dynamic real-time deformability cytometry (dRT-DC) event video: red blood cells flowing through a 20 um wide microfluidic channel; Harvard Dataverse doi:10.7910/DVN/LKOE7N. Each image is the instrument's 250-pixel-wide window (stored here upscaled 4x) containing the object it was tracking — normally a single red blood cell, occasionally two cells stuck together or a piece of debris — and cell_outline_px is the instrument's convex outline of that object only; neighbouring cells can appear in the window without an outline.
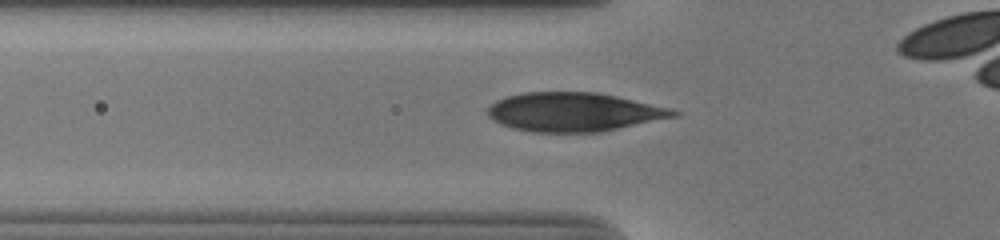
{"species": "human", "species_latin": "Homo sapiens", "temperature_condition": "cold", "stored_images_in_passage": 31, "camera_frame_rate_fps": 3000, "um_per_image_px": 0.085, "donor": {"sex": "male"}, "frame": {"image": 1, "passage_image": 2, "time_ms": 0.333, "image_size_px": [1000, 240], "cell_outline_px": [[680, 112], [676, 116], [600, 132], [532, 132], [512, 128], [500, 124], [488, 116], [488, 108], [496, 100], [508, 96], [524, 92], [596, 92], [616, 96], [672, 108]], "centroid_in_image_um": [48.76, 9.52], "position_along_channel_um": 77.0, "area_um2": 41.91}}
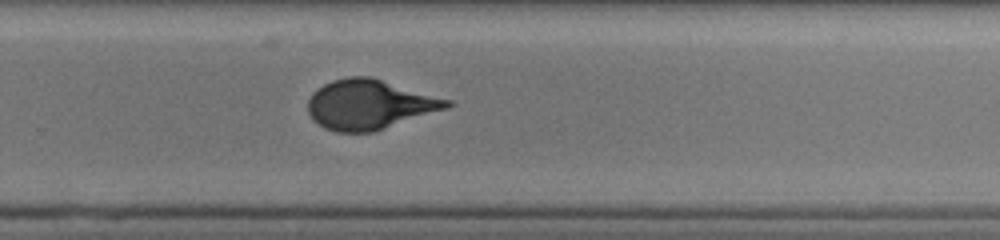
{"frame": {"image": 2, "passage_image": 20, "time_ms": 6.333, "image_size_px": [1000, 240], "cell_outline_px": [[456, 104], [448, 108], [372, 132], [336, 132], [324, 128], [312, 120], [308, 112], [308, 100], [312, 92], [324, 84], [332, 80], [348, 76], [372, 76], [452, 100]], "centroid_in_image_um": [31.42, 8.87], "position_along_channel_um": 298.4, "area_um2": 40.58}}
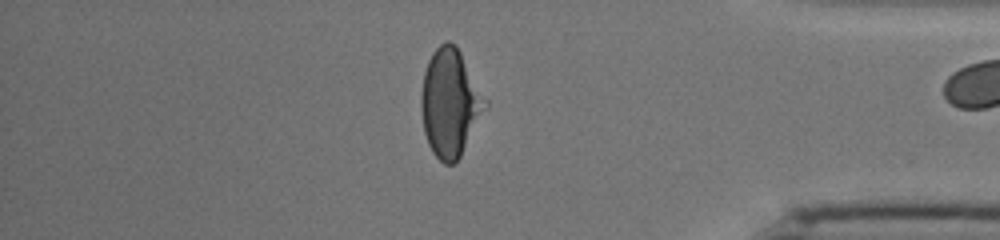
{"frame": {"image": 3, "passage_image": 30, "time_ms": 9.667, "image_size_px": [1000, 240], "cell_outline_px": [[488, 108], [456, 164], [444, 164], [432, 152], [428, 144], [424, 132], [420, 108], [420, 96], [424, 72], [428, 60], [432, 52], [440, 44], [448, 40], [456, 44], [488, 100]], "centroid_in_image_um": [38.27, 8.75], "position_along_channel_um": 396.9, "area_um2": 40.86}}